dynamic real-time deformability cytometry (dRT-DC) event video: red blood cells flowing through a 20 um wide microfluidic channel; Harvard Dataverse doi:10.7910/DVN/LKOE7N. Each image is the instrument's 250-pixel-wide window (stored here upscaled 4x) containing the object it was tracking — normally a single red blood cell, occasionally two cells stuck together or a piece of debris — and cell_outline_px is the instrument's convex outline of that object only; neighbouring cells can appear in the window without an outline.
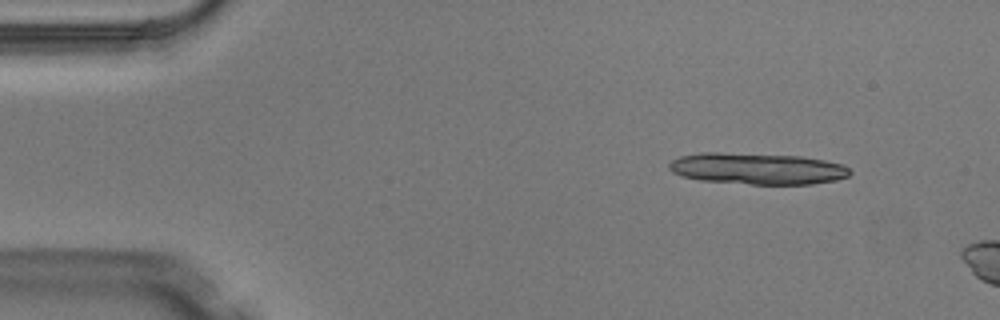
{"species": "Egyptian fruit bat (a non-hibernating species)", "species_latin": "Rousettus aegyptiacus", "temperature_condition": "warm", "stored_images_in_passage": 3, "camera_frame_rate_fps": 3000, "um_per_image_px": 0.085, "animal": {"sex": "male"}, "frame": {"image": 1, "passage_image": 1, "time_ms": 0.0, "image_size_px": [1000, 320], "cell_outline_px": [[852, 172], [848, 176], [836, 180], [812, 184], [752, 184], [700, 180], [680, 176], [672, 172], [668, 168], [668, 164], [672, 160], [680, 156], [700, 152], [720, 152], [800, 156], [824, 160], [844, 164]], "centroid_in_image_um": [64.35, 14.33], "position_along_channel_um": 20.6, "area_um2": 33.29}}